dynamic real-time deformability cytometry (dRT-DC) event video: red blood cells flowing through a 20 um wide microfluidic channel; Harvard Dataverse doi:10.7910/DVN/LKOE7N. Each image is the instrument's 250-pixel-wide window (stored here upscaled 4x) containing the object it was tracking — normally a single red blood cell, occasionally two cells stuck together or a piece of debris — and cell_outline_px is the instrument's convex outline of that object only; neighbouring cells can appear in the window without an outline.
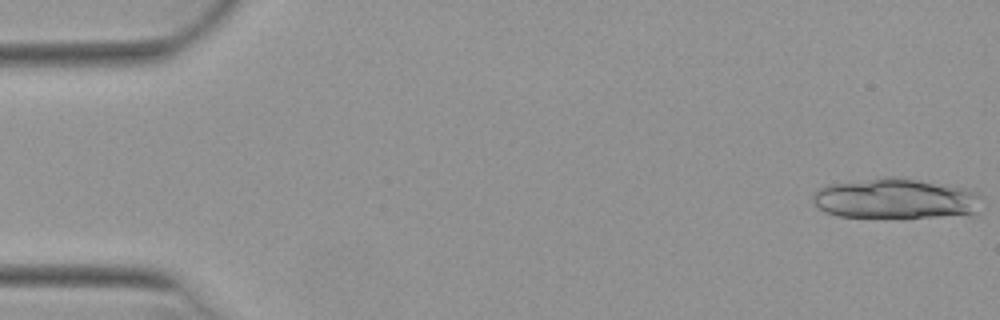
{"species": "Egyptian fruit bat (a non-hibernating species)", "species_latin": "Rousettus aegyptiacus", "temperature_condition": "warm", "stored_images_in_passage": 14, "camera_frame_rate_fps": 3000, "um_per_image_px": 0.085, "animal": {"sex": "female"}, "frame": {"image": 1, "passage_image": 1, "time_ms": 0.0, "image_size_px": [1000, 320], "cell_outline_px": [[980, 212], [972, 216], [836, 216], [824, 212], [812, 200], [812, 196], [820, 188], [828, 184], [888, 176], [892, 176], [948, 184], [964, 188], [976, 192], [980, 196]], "centroid_in_image_um": [76.19, 16.87], "position_along_channel_um": 8.8, "area_um2": 39.65}}